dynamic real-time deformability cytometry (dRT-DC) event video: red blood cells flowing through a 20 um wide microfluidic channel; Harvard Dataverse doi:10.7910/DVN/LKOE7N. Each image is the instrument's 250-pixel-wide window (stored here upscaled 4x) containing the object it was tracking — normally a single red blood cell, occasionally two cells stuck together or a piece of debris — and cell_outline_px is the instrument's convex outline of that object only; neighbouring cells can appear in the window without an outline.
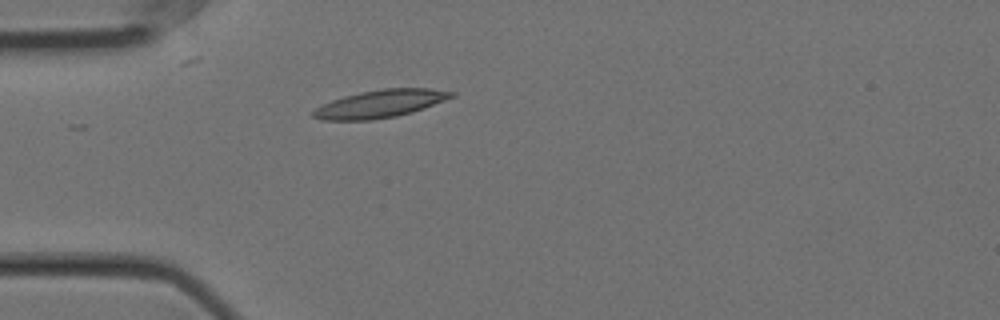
{"species": "Egyptian fruit bat (a non-hibernating species)", "species_latin": "Rousettus aegyptiacus", "temperature_condition": "cold", "stored_images_in_passage": 9, "camera_frame_rate_fps": 3000, "um_per_image_px": 0.085, "animal": {"sex": "female"}, "frame": {"image": 1, "passage_image": 1, "time_ms": 0.0, "image_size_px": [1000, 320], "cell_outline_px": [[456, 96], [424, 108], [412, 112], [396, 116], [372, 120], [324, 120], [312, 116], [312, 112], [316, 108], [332, 100], [344, 96], [384, 88], [432, 88], [456, 92]], "centroid_in_image_um": [32.38, 8.82], "position_along_channel_um": 52.6, "area_um2": 22.2}}
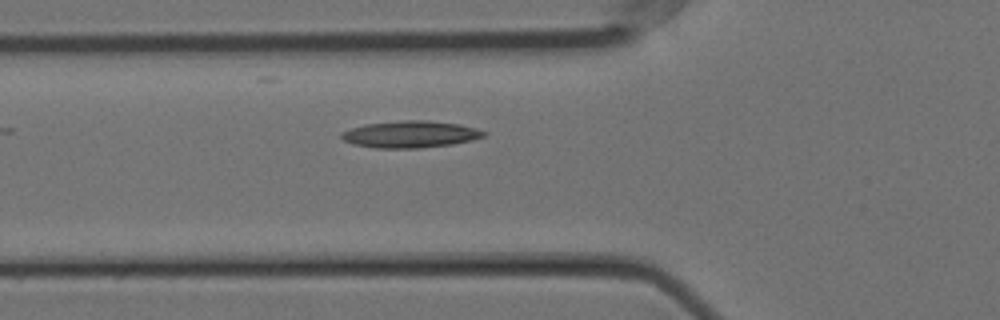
{"frame": {"image": 2, "passage_image": 5, "time_ms": 1.333, "image_size_px": [1000, 320], "cell_outline_px": [[488, 132], [484, 136], [472, 140], [452, 144], [416, 148], [376, 148], [352, 144], [344, 140], [340, 136], [340, 132], [364, 124], [404, 120], [428, 120], [460, 124], [476, 128]], "centroid_in_image_um": [34.88, 11.41], "position_along_channel_um": 90.9, "area_um2": 22.31}}
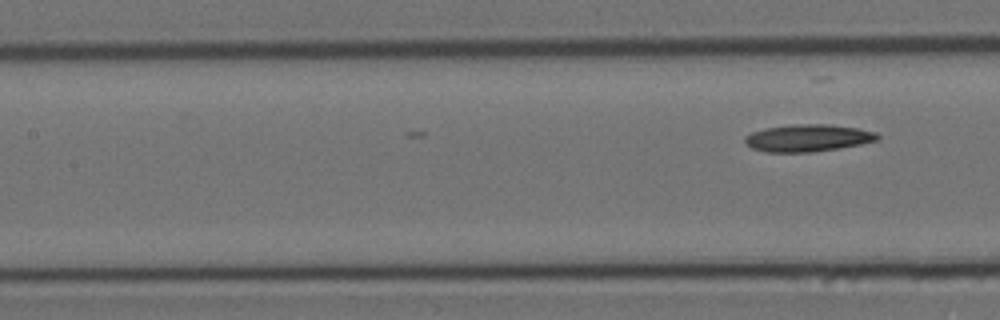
{"frame": {"image": 3, "passage_image": 9, "time_ms": 2.667, "image_size_px": [1000, 320], "cell_outline_px": [[880, 140], [840, 148], [812, 152], [764, 152], [752, 148], [744, 144], [744, 136], [752, 132], [764, 128], [792, 124], [832, 124], [856, 128], [876, 132], [880, 136]], "centroid_in_image_um": [68.65, 11.73], "position_along_channel_um": 138.7, "area_um2": 21.27}}